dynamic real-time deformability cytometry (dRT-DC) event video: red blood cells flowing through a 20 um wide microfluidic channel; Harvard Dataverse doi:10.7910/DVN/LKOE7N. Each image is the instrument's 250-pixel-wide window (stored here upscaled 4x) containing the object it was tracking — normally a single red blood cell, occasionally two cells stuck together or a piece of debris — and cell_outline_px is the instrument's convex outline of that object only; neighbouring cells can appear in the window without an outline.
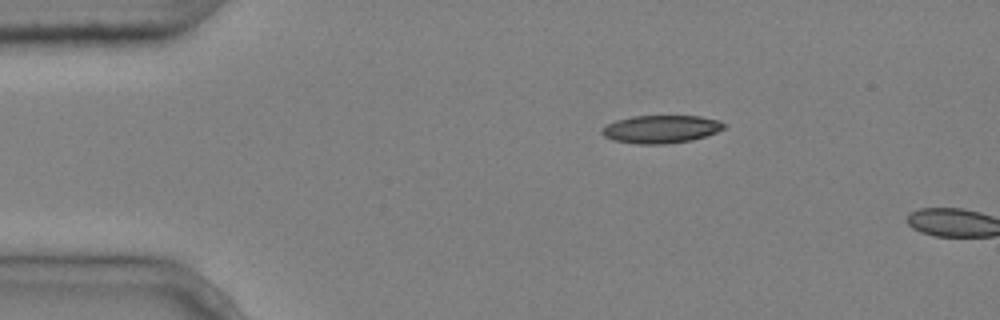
{"species": "common noctule bat (a hibernating species)", "species_latin": "Nyctalus noctula", "temperature_condition": "cold", "stored_images_in_passage": 2, "camera_frame_rate_fps": 3000, "um_per_image_px": 0.085, "animal": {"sex": "male", "body_mass_g": 20.4}, "frame": {"image": 1, "passage_image": 1, "time_ms": 0.0, "image_size_px": [1000, 320], "cell_outline_px": [[724, 128], [716, 132], [692, 140], [664, 144], [636, 144], [612, 140], [604, 136], [600, 132], [600, 128], [616, 120], [632, 116], [700, 116], [720, 120], [724, 124]], "centroid_in_image_um": [56.14, 10.98], "position_along_channel_um": 28.9, "area_um2": 19.88}}